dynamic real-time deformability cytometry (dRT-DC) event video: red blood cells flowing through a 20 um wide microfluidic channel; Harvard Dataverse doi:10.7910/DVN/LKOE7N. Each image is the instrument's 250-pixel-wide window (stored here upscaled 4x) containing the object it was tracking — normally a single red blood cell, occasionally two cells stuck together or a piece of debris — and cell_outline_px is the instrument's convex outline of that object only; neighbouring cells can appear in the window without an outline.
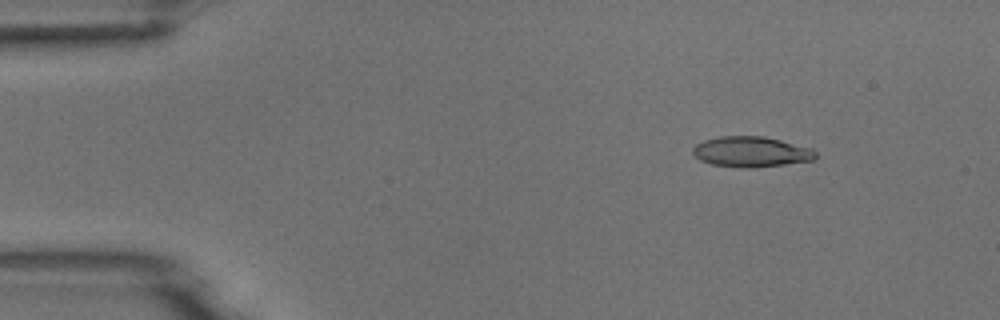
{"species": "common noctule bat (a hibernating species)", "species_latin": "Nyctalus noctula", "temperature_condition": "room temperature", "stored_images_in_passage": 3, "camera_frame_rate_fps": 3000, "um_per_image_px": 0.085, "animal": {"sex": "male", "body_mass_g": 18.8}, "frame": {"image": 1, "passage_image": 1, "time_ms": 0.0, "image_size_px": [1000, 320], "cell_outline_px": [[816, 160], [752, 168], [740, 168], [712, 164], [700, 160], [692, 152], [692, 148], [696, 144], [704, 140], [720, 136], [764, 136], [812, 148], [816, 152]], "centroid_in_image_um": [63.85, 12.9], "position_along_channel_um": 21.1, "area_um2": 21.85}}